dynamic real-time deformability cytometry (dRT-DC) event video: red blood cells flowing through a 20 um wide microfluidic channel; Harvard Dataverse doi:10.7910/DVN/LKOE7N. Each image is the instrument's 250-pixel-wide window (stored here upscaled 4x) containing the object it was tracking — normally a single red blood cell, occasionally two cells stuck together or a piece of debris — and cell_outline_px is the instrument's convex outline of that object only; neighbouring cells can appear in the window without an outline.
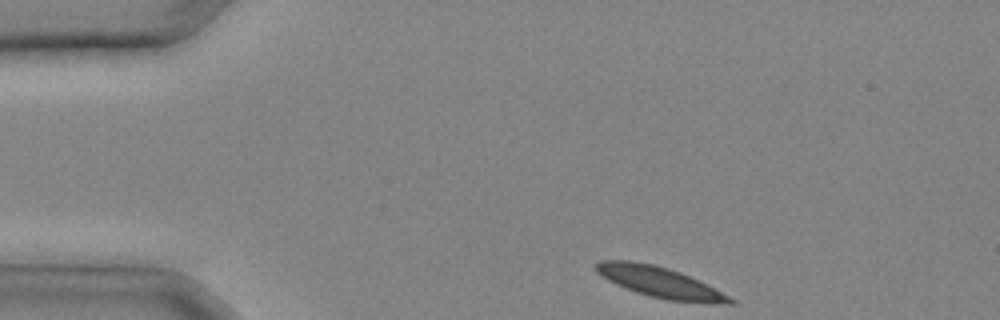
{"species": "common noctule bat (a hibernating species)", "species_latin": "Nyctalus noctula", "temperature_condition": "cold", "stored_images_in_passage": 27, "camera_frame_rate_fps": 3000, "um_per_image_px": 0.085, "animal": {"sex": "male", "body_mass_g": 20.4}, "frame": {"image": 1, "passage_image": 1, "time_ms": 0.0, "image_size_px": [1000, 320], "cell_outline_px": [[736, 304], [708, 304], [668, 300], [648, 296], [636, 292], [616, 284], [608, 280], [596, 272], [592, 264], [600, 260], [632, 260], [652, 264], [668, 268], [680, 272], [700, 280], [736, 300]], "centroid_in_image_um": [56.1, 23.99], "position_along_channel_um": 28.9, "area_um2": 24.33}}
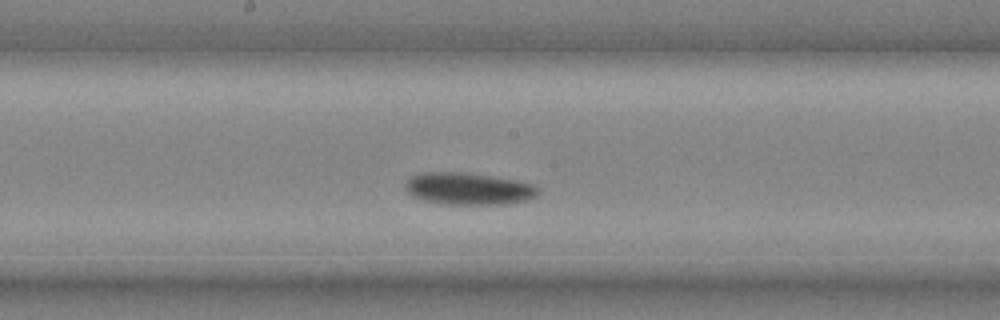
{"frame": {"image": 2, "passage_image": 13, "time_ms": 4.0, "image_size_px": [1000, 320], "cell_outline_px": [[540, 188], [536, 196], [528, 200], [508, 204], [440, 204], [424, 200], [412, 196], [404, 188], [404, 184], [412, 176], [424, 172], [464, 172], [492, 176], [516, 180], [532, 184]], "centroid_in_image_um": [39.82, 16.04], "position_along_channel_um": 208.4, "area_um2": 24.97}}
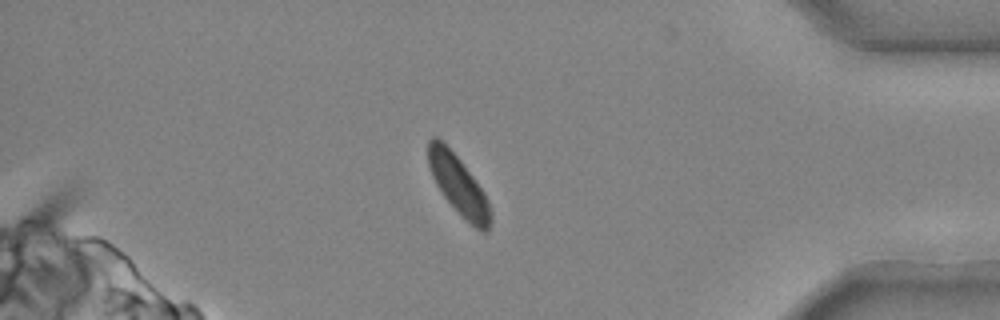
{"frame": {"image": 3, "passage_image": 24, "time_ms": 7.667, "image_size_px": [1000, 320], "cell_outline_px": [[492, 220], [488, 232], [480, 232], [444, 196], [436, 184], [432, 176], [428, 164], [428, 140], [432, 136], [436, 136], [460, 160], [484, 192], [488, 200], [492, 212]], "centroid_in_image_um": [38.99, 15.74], "position_along_channel_um": 396.2, "area_um2": 20.98}}